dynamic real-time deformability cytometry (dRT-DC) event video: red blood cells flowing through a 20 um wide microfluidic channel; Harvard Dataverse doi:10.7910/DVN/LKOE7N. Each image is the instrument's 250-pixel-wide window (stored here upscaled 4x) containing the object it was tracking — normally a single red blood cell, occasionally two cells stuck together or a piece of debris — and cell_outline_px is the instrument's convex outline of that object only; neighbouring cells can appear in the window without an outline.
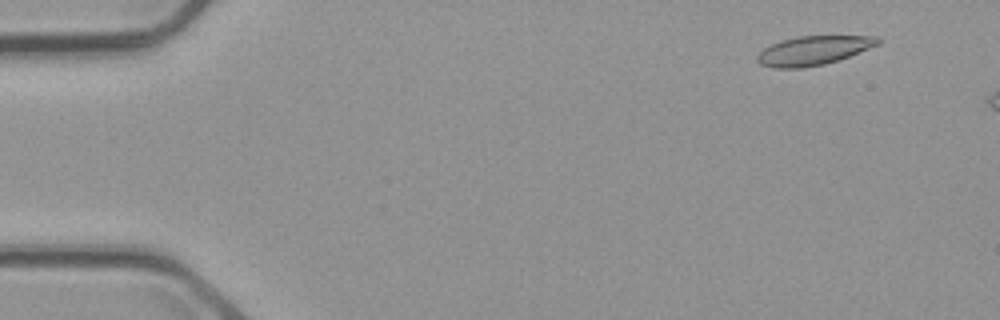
{"species": "common noctule bat (a hibernating species)", "species_latin": "Nyctalus noctula", "temperature_condition": "cold", "stored_images_in_passage": 50, "camera_frame_rate_fps": 3000, "um_per_image_px": 0.085, "animal": {"sex": "male", "body_mass_g": 23.1, "forearm_length_mm": 52.7}, "frame": {"image": 1, "passage_image": 2, "time_ms": 0.333, "image_size_px": [1000, 320], "cell_outline_px": [[880, 44], [848, 56], [824, 64], [804, 68], [772, 68], [760, 64], [756, 60], [756, 56], [764, 48], [772, 44], [796, 36], [876, 36], [880, 40]], "centroid_in_image_um": [69.11, 4.3], "position_along_channel_um": 15.9, "area_um2": 20.23}}
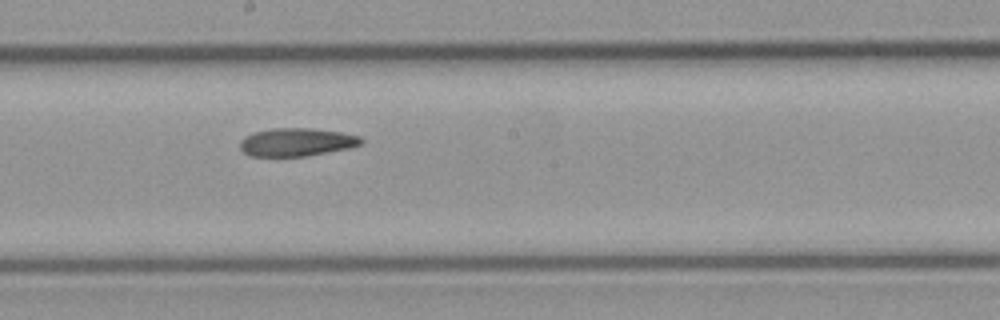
{"frame": {"image": 2, "passage_image": 28, "time_ms": 9.0, "image_size_px": [1000, 320], "cell_outline_px": [[364, 140], [360, 144], [348, 148], [304, 156], [252, 156], [244, 152], [240, 148], [240, 140], [244, 136], [252, 132], [272, 128], [312, 128], [340, 132], [360, 136]], "centroid_in_image_um": [25.17, 12.07], "position_along_channel_um": 223.0, "area_um2": 19.77}}
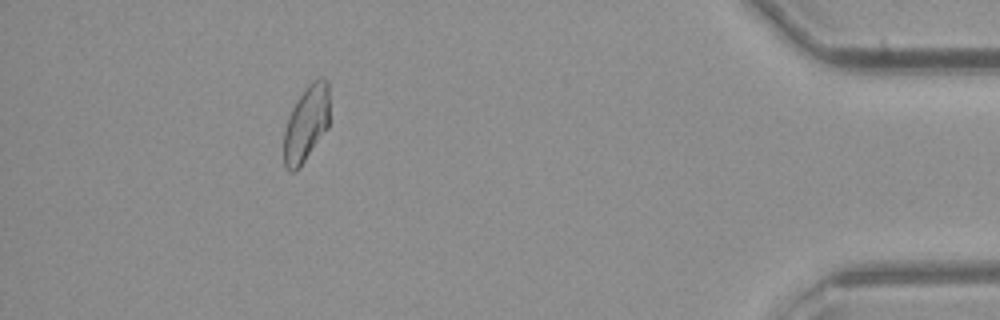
{"frame": {"image": 3, "passage_image": 48, "time_ms": 15.667, "image_size_px": [1000, 320], "cell_outline_px": [[328, 128], [300, 168], [296, 172], [288, 172], [284, 164], [284, 132], [288, 116], [296, 100], [304, 88], [312, 80], [320, 76], [324, 76], [328, 80]], "centroid_in_image_um": [26.02, 10.5], "position_along_channel_um": 409.2, "area_um2": 20.58}, "authors_computed_cell_mechanics": {"area_um2": 20.6057, "velocity_mm_per_s": 3.6728, "shape_relaxation_time_tau1_ms": null, "shape_relaxation_time_tau2_ms": 9.2267, "deformation_change_tau1": null, "deformation_change_tau2": 0.1706}}